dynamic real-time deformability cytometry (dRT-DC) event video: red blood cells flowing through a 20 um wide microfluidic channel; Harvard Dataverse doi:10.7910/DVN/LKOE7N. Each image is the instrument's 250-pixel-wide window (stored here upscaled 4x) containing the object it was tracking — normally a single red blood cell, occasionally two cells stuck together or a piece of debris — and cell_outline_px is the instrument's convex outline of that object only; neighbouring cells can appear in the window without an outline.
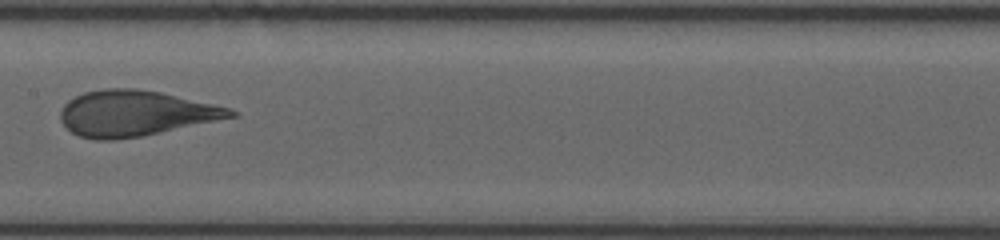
{"species": "human", "species_latin": "Homo sapiens", "temperature_condition": "room temperature", "stored_images_in_passage": 19, "camera_frame_rate_fps": 3000, "um_per_image_px": 0.085, "donor": {"sex": "female"}, "frame": {"image": 1, "passage_image": 16, "time_ms": 8.667, "image_size_px": [1000, 240], "cell_outline_px": [[236, 116], [140, 136], [116, 140], [96, 140], [80, 136], [72, 132], [60, 120], [60, 112], [64, 104], [68, 100], [84, 92], [104, 88], [136, 88], [160, 92], [228, 108], [236, 112]], "centroid_in_image_um": [11.42, 9.63], "position_along_channel_um": 196.0, "area_um2": 44.56}}